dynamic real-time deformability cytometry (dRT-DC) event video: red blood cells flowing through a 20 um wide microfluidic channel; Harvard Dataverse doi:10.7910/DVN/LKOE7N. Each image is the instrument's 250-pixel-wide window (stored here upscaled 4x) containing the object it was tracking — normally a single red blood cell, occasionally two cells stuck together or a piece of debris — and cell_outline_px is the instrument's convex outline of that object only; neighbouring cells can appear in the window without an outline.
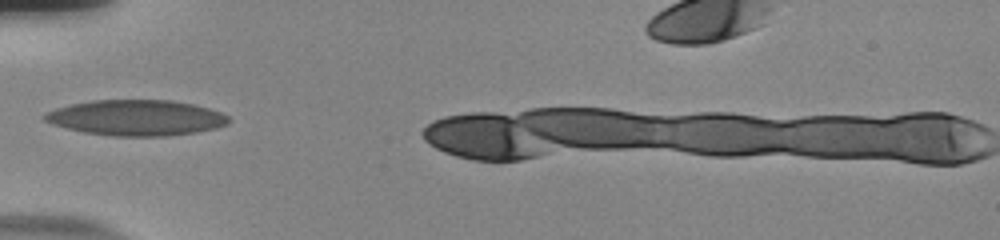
{"species": "human", "species_latin": "Homo sapiens", "temperature_condition": "room temperature", "stored_images_in_passage": 30, "camera_frame_rate_fps": 3000, "um_per_image_px": 0.085, "donor": {"sex": "male"}, "frame": {"image": 1, "passage_image": 1, "time_ms": 0.0, "image_size_px": [1000, 240], "cell_outline_px": [[232, 120], [228, 124], [216, 128], [196, 132], [168, 136], [112, 136], [84, 132], [52, 124], [44, 120], [40, 116], [44, 112], [56, 108], [72, 104], [92, 100], [172, 100], [196, 104], [220, 112], [228, 116]], "centroid_in_image_um": [11.59, 10.0], "position_along_channel_um": 73.4, "area_um2": 38.49}}